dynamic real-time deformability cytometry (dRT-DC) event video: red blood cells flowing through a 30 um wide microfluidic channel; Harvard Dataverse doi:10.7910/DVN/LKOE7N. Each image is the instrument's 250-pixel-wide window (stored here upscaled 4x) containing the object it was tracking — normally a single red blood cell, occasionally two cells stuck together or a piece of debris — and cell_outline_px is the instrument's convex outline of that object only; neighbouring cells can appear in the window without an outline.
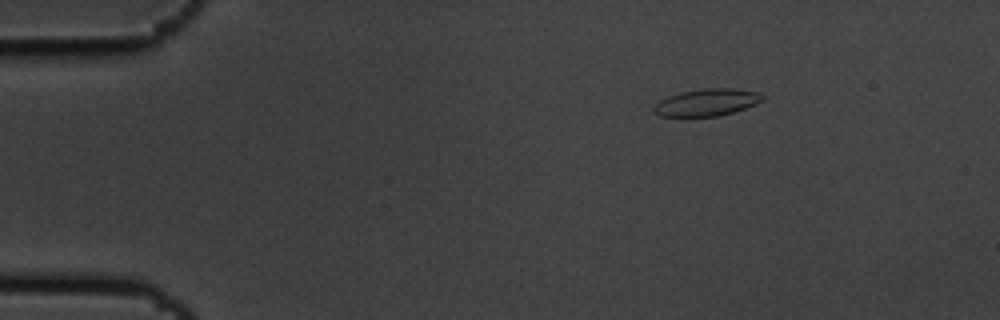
{"species": "common noctule bat (a hibernating species)", "species_latin": "Nyctalus noctula", "temperature_condition": "cold", "stored_images_in_passage": 8, "camera_frame_rate_fps": 3000, "um_per_image_px": 0.085, "animal": {"sex": "male", "body_mass_g": 19.5, "forearm_length_mm": 54.6}, "frame": {"image": 1, "passage_image": 3, "time_ms": 0.667, "image_size_px": [1000, 320], "cell_outline_px": [[764, 100], [756, 104], [732, 112], [716, 116], [660, 116], [652, 108], [660, 100], [668, 96], [680, 92], [704, 88], [736, 88], [760, 92], [764, 96]], "centroid_in_image_um": [60.12, 8.68], "position_along_channel_um": 24.9, "area_um2": 17.11}}
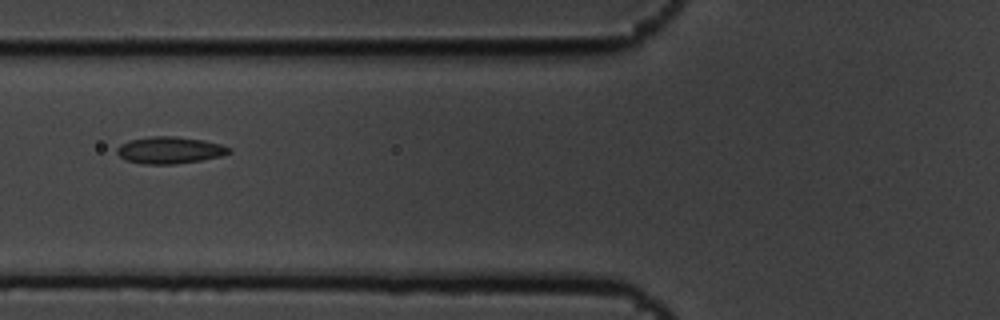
{"frame": {"image": 2, "passage_image": 7, "time_ms": 2.0, "image_size_px": [1000, 320], "cell_outline_px": [[232, 152], [220, 156], [200, 160], [172, 164], [144, 164], [124, 160], [116, 152], [116, 148], [120, 144], [128, 140], [152, 136], [176, 136], [204, 140], [220, 144], [232, 148]], "centroid_in_image_um": [14.4, 12.75], "position_along_channel_um": 111.4, "area_um2": 17.63}}
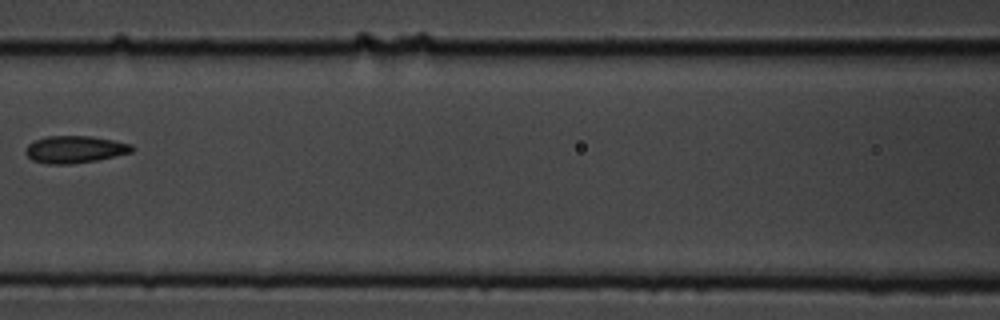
{"frame": {"image": 3, "passage_image": 8, "time_ms": 2.333, "image_size_px": [1000, 320], "cell_outline_px": [[132, 152], [96, 160], [72, 164], [48, 164], [32, 160], [24, 152], [24, 148], [28, 144], [36, 140], [48, 136], [92, 136], [132, 144]], "centroid_in_image_um": [6.32, 12.7], "position_along_channel_um": 160.3, "area_um2": 16.76}}